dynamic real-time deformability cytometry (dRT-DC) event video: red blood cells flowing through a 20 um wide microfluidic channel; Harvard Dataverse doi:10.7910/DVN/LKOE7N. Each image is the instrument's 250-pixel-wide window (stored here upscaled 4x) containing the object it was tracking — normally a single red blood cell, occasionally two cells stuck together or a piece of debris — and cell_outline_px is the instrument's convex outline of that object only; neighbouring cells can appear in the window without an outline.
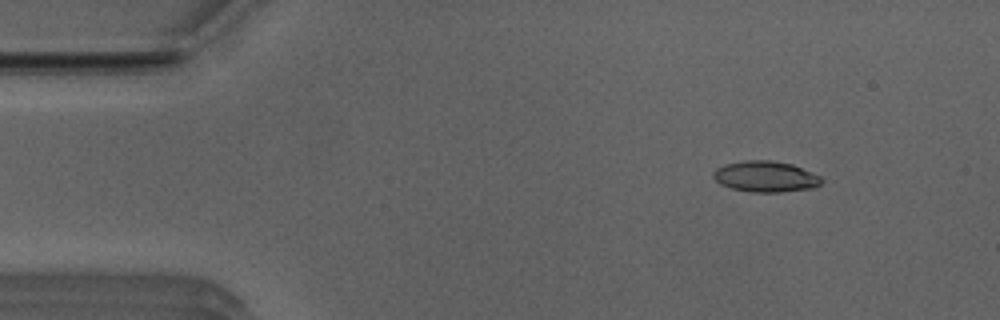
{"species": "Egyptian fruit bat (a non-hibernating species)", "species_latin": "Rousettus aegyptiacus", "temperature_condition": "room temperature", "stored_images_in_passage": 48, "camera_frame_rate_fps": 3000, "um_per_image_px": 0.085, "animal": {"sex": "male"}, "frame": {"image": 1, "passage_image": 6, "time_ms": 1.667, "image_size_px": [1000, 320], "cell_outline_px": [[824, 180], [820, 184], [812, 188], [780, 192], [752, 192], [732, 188], [720, 184], [712, 176], [712, 172], [716, 168], [724, 164], [744, 160], [768, 160], [792, 164], [820, 176]], "centroid_in_image_um": [65.05, 15.0], "position_along_channel_um": 20.0, "area_um2": 19.48}}
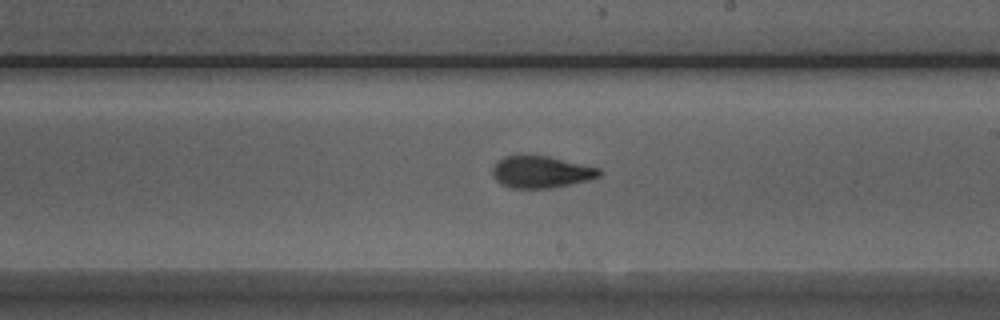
{"frame": {"image": 2, "passage_image": 29, "time_ms": 9.333, "image_size_px": [1000, 320], "cell_outline_px": [[600, 176], [588, 180], [572, 184], [552, 188], [512, 188], [500, 184], [496, 180], [492, 172], [492, 168], [504, 156], [548, 156], [600, 168]], "centroid_in_image_um": [46.0, 14.63], "position_along_channel_um": 243.0, "area_um2": 19.65}}
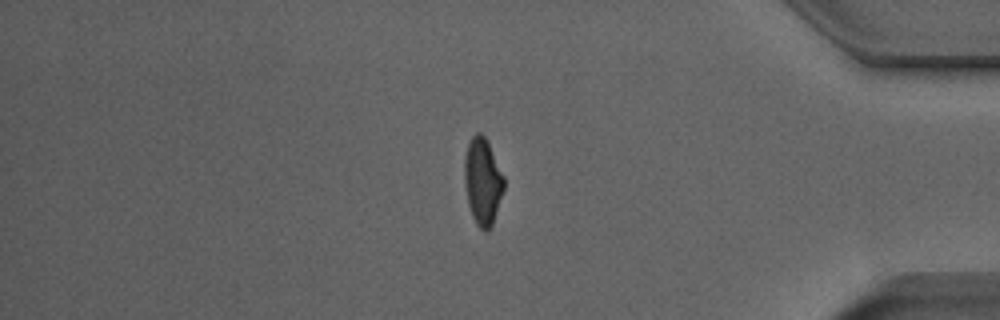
{"frame": {"image": 3, "passage_image": 43, "time_ms": 14.0, "image_size_px": [1000, 320], "cell_outline_px": [[504, 188], [492, 224], [488, 232], [484, 232], [476, 224], [472, 216], [468, 204], [464, 180], [464, 160], [468, 144], [472, 136], [476, 132], [480, 132], [488, 140], [504, 176]], "centroid_in_image_um": [41.02, 15.4], "position_along_channel_um": 394.2, "area_um2": 20.06}, "authors_computed_cell_mechanics": {"area_um2": 19.8543, "velocity_mm_per_s": 3.9485, "shape_relaxation_time_tau1_ms": 4.6729, "shape_relaxation_time_tau2_ms": 1.5992, "deformation_change_tau1": 0.1702, "deformation_change_tau2": 0.0799}}